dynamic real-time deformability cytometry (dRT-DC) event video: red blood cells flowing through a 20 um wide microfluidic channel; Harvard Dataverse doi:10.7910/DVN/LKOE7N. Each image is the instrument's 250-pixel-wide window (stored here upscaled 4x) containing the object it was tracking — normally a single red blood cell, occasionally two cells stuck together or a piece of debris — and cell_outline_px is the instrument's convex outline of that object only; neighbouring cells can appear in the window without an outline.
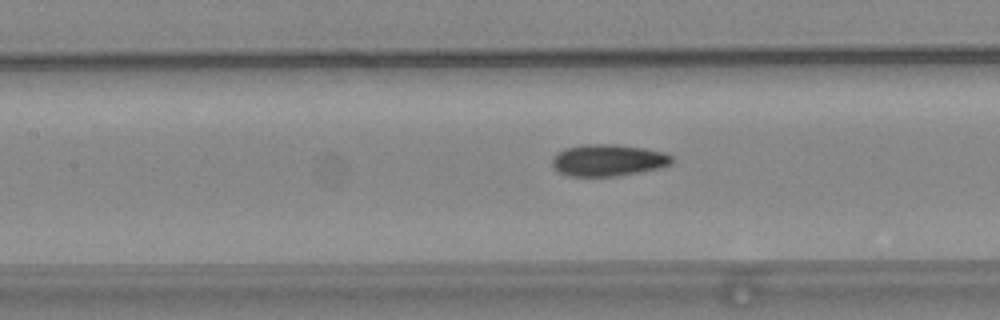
{"species": "common noctule bat (a hibernating species)", "species_latin": "Nyctalus noctula", "temperature_condition": "warm", "stored_images_in_passage": 39, "camera_frame_rate_fps": 3000, "um_per_image_px": 0.085, "animal": {"sex": "female", "body_mass_g": 24.6, "forearm_length_mm": 56.2}, "frame": {"image": 1, "passage_image": 21, "time_ms": 6.667, "image_size_px": [1000, 320], "cell_outline_px": [[676, 160], [672, 164], [660, 168], [616, 176], [568, 176], [552, 168], [552, 156], [556, 152], [564, 148], [580, 144], [612, 144], [644, 148], [664, 152], [672, 156]], "centroid_in_image_um": [51.67, 13.61], "position_along_channel_um": 155.7, "area_um2": 22.48}}
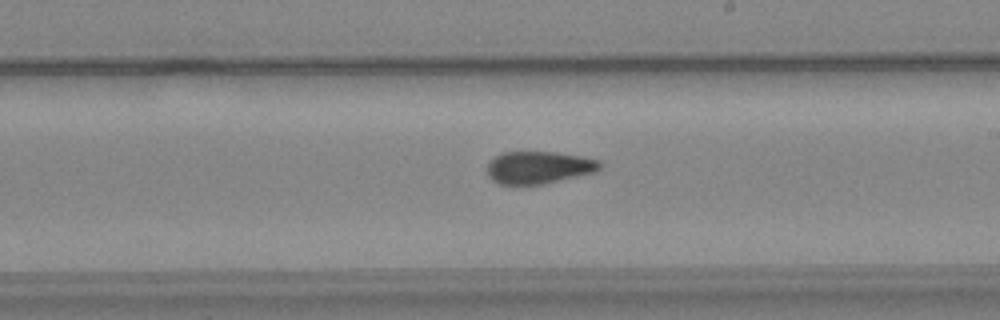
{"frame": {"image": 2, "passage_image": 28, "time_ms": 9.0, "image_size_px": [1000, 320], "cell_outline_px": [[600, 168], [596, 172], [544, 184], [500, 184], [492, 180], [488, 176], [488, 164], [500, 152], [556, 152], [580, 156], [600, 160]], "centroid_in_image_um": [45.81, 14.23], "position_along_channel_um": 243.2, "area_um2": 21.21}}
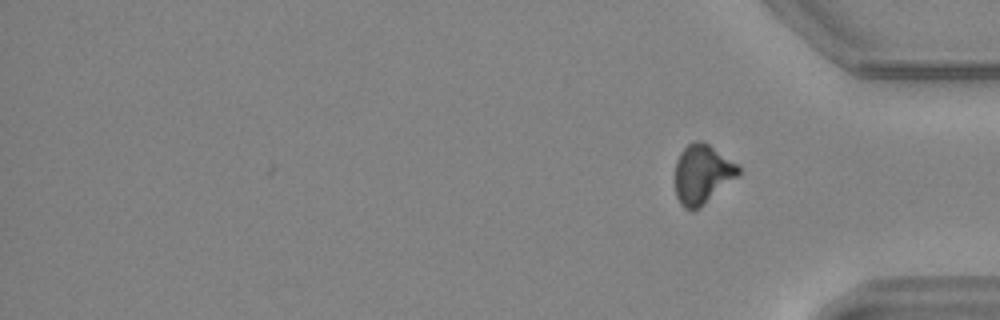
{"frame": {"image": 3, "passage_image": 39, "time_ms": 12.667, "image_size_px": [1000, 320], "cell_outline_px": [[740, 172], [736, 176], [700, 208], [692, 212], [684, 208], [680, 204], [676, 196], [676, 160], [680, 152], [688, 144], [696, 140], [700, 140], [708, 144], [736, 164], [740, 168]], "centroid_in_image_um": [59.65, 14.82], "position_along_channel_um": 375.6, "area_um2": 21.5}, "authors_computed_cell_mechanics": {"area_um2": 21.964, "velocity_mm_per_s": 3.7546, "shape_relaxation_time_tau1_ms": null, "shape_relaxation_time_tau2_ms": 2.6418, "deformation_change_tau1": null, "deformation_change_tau2": 0.0823}}